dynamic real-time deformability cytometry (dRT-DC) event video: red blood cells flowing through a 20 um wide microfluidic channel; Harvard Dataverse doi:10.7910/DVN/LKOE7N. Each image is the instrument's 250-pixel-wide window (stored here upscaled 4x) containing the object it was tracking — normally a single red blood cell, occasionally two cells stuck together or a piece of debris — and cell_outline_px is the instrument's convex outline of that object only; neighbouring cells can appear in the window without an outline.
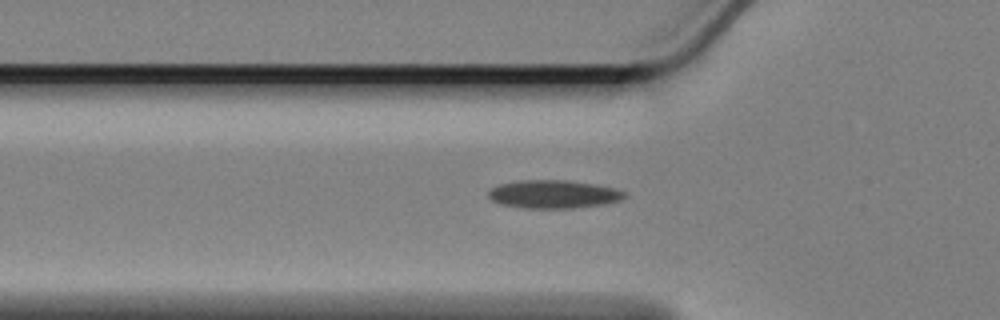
{"species": "Egyptian fruit bat (a non-hibernating species)", "species_latin": "Rousettus aegyptiacus", "temperature_condition": "cold", "stored_images_in_passage": 36, "camera_frame_rate_fps": 3000, "um_per_image_px": 0.085, "animal": {"sex": "female"}, "frame": {"image": 1, "passage_image": 2, "time_ms": 0.333, "image_size_px": [1000, 320], "cell_outline_px": [[628, 196], [620, 200], [604, 204], [572, 208], [524, 208], [500, 204], [492, 200], [488, 196], [488, 192], [492, 188], [500, 184], [520, 180], [568, 180], [596, 184], [616, 188], [628, 192]], "centroid_in_image_um": [47.1, 16.5], "position_along_channel_um": 78.7, "area_um2": 22.54}}
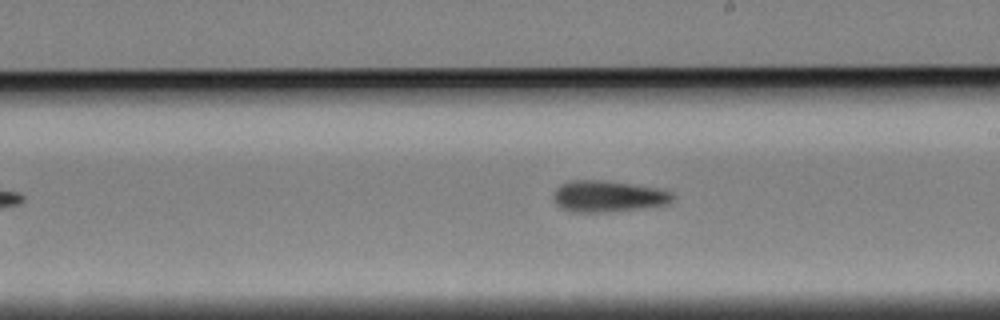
{"frame": {"image": 2, "passage_image": 16, "time_ms": 5.0, "image_size_px": [1000, 320], "cell_outline_px": [[676, 196], [668, 204], [640, 208], [608, 212], [572, 212], [560, 208], [552, 200], [552, 192], [560, 184], [568, 180], [608, 180], [660, 188], [672, 192]], "centroid_in_image_um": [51.65, 16.67], "position_along_channel_um": 237.4, "area_um2": 22.31}}
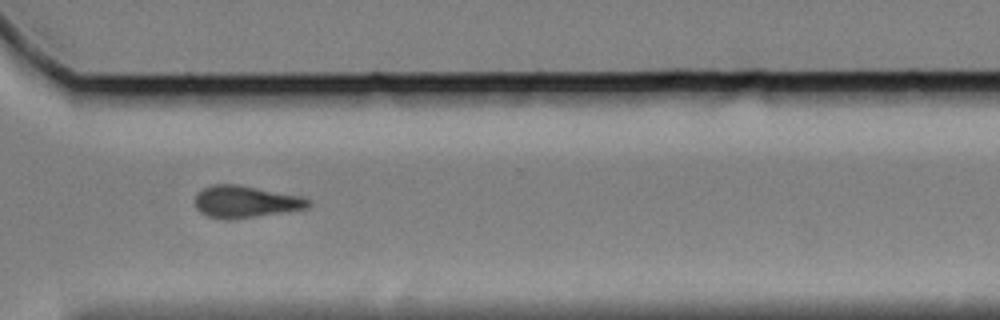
{"frame": {"image": 3, "passage_image": 26, "time_ms": 8.333, "image_size_px": [1000, 320], "cell_outline_px": [[312, 204], [308, 208], [288, 212], [228, 220], [224, 220], [208, 216], [200, 212], [196, 208], [196, 192], [212, 184], [236, 184], [300, 196], [312, 200]], "centroid_in_image_um": [20.89, 17.16], "position_along_channel_um": 349.7, "area_um2": 21.27}, "authors_computed_cell_mechanics": {"area_um2": 21.2126, "velocity_mm_per_s": 3.3814, "shape_relaxation_time_tau1_ms": null, "shape_relaxation_time_tau2_ms": 7.8149, "deformation_change_tau1": null, "deformation_change_tau2": 0.1542}}